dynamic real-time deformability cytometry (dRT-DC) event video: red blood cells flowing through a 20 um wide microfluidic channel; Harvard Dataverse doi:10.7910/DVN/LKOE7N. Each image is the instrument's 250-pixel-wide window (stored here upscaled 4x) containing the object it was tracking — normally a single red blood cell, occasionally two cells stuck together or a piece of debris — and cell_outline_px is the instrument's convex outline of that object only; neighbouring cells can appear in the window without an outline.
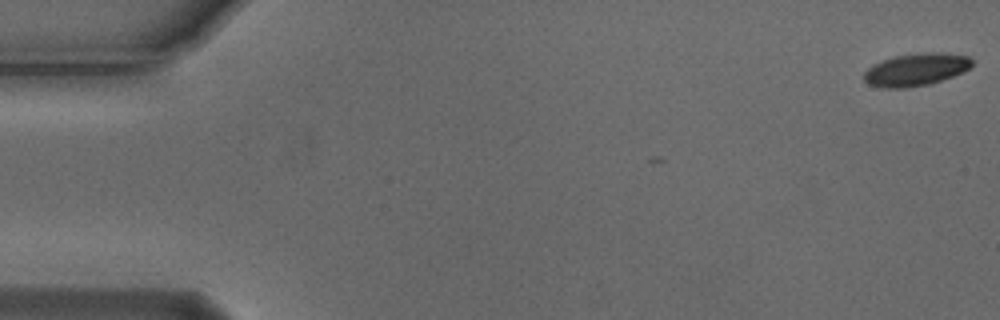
{"species": "Egyptian fruit bat (a non-hibernating species)", "species_latin": "Rousettus aegyptiacus", "temperature_condition": "cold", "stored_images_in_passage": 8, "camera_frame_rate_fps": 3000, "um_per_image_px": 0.085, "animal": {"sex": "male"}, "frame": {"image": 1, "passage_image": 1, "time_ms": 0.0, "image_size_px": [1000, 320], "cell_outline_px": [[972, 64], [964, 72], [928, 84], [904, 88], [880, 88], [868, 84], [864, 80], [864, 72], [872, 64], [892, 56], [916, 52], [944, 52], [968, 56], [972, 60]], "centroid_in_image_um": [77.82, 5.89], "position_along_channel_um": 7.2, "area_um2": 20.69}}